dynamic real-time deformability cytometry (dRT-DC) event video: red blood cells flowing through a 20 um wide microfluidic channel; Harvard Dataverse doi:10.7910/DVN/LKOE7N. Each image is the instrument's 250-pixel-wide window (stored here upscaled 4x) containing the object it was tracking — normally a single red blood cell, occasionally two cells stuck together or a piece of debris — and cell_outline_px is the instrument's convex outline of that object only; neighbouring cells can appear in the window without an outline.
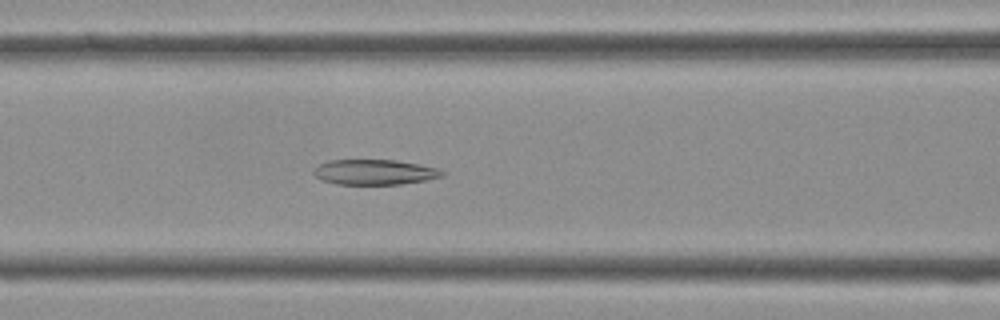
{"species": "Egyptian fruit bat (a non-hibernating species)", "species_latin": "Rousettus aegyptiacus", "temperature_condition": "cold", "stored_images_in_passage": 41, "camera_frame_rate_fps": 3000, "um_per_image_px": 0.085, "frame": {"image": 1, "passage_image": 17, "time_ms": 5.333, "image_size_px": [1000, 320], "cell_outline_px": [[444, 176], [424, 180], [400, 184], [336, 184], [320, 180], [312, 172], [320, 164], [328, 160], [396, 160], [436, 168], [444, 172]], "centroid_in_image_um": [31.79, 14.63], "position_along_channel_um": 134.8, "area_um2": 18.67}}
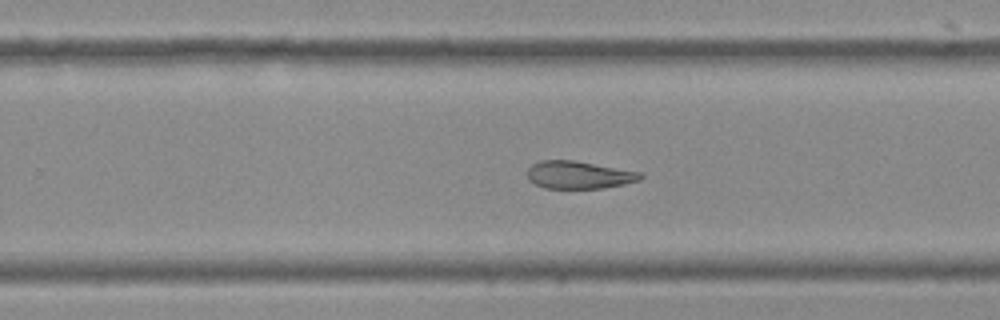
{"frame": {"image": 2, "passage_image": 26, "time_ms": 8.333, "image_size_px": [1000, 320], "cell_outline_px": [[644, 176], [640, 180], [624, 184], [604, 188], [544, 188], [528, 180], [528, 168], [532, 164], [540, 160], [572, 160], [640, 172]], "centroid_in_image_um": [49.19, 14.87], "position_along_channel_um": 280.6, "area_um2": 18.09}}
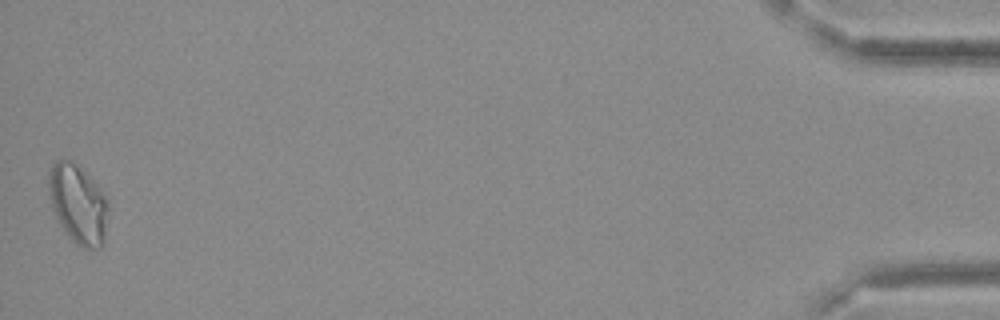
{"frame": {"image": 3, "passage_image": 41, "time_ms": 13.333, "image_size_px": [1000, 320], "cell_outline_px": [[108, 208], [104, 244], [100, 248], [84, 248], [76, 244], [68, 236], [56, 216], [52, 208], [48, 184], [48, 172], [52, 164], [56, 160], [72, 160], [100, 188], [108, 200]], "centroid_in_image_um": [6.64, 17.35], "position_along_channel_um": 428.6, "area_um2": 27.34}}